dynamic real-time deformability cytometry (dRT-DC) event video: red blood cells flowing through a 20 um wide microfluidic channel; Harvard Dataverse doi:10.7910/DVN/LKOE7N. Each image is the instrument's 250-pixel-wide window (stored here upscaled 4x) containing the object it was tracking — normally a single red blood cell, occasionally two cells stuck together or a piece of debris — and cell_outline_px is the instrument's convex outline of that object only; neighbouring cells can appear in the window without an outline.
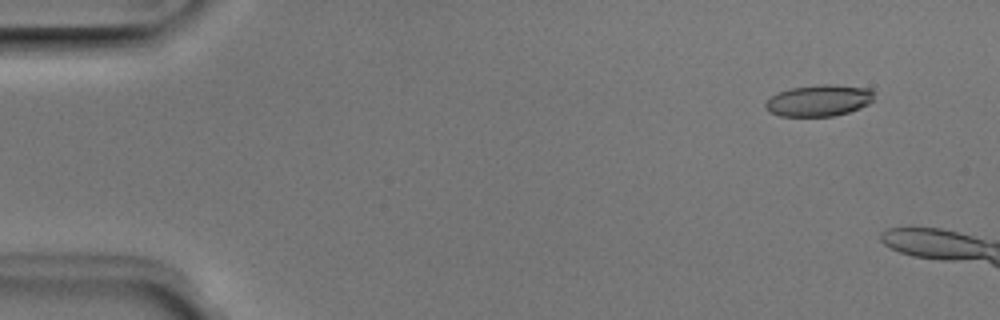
{"species": "Egyptian fruit bat (a non-hibernating species)", "species_latin": "Rousettus aegyptiacus", "temperature_condition": "room temperature", "stored_images_in_passage": 5, "camera_frame_rate_fps": 3000, "um_per_image_px": 0.085, "animal": {"sex": "male"}, "frame": {"image": 1, "passage_image": 2, "time_ms": 0.333, "image_size_px": [1000, 320], "cell_outline_px": [[876, 92], [872, 100], [868, 104], [860, 108], [848, 112], [832, 116], [780, 116], [768, 112], [764, 108], [764, 104], [772, 96], [780, 92], [792, 88], [824, 84], [832, 84], [868, 88]], "centroid_in_image_um": [69.62, 8.55], "position_along_channel_um": 15.4, "area_um2": 19.88}}